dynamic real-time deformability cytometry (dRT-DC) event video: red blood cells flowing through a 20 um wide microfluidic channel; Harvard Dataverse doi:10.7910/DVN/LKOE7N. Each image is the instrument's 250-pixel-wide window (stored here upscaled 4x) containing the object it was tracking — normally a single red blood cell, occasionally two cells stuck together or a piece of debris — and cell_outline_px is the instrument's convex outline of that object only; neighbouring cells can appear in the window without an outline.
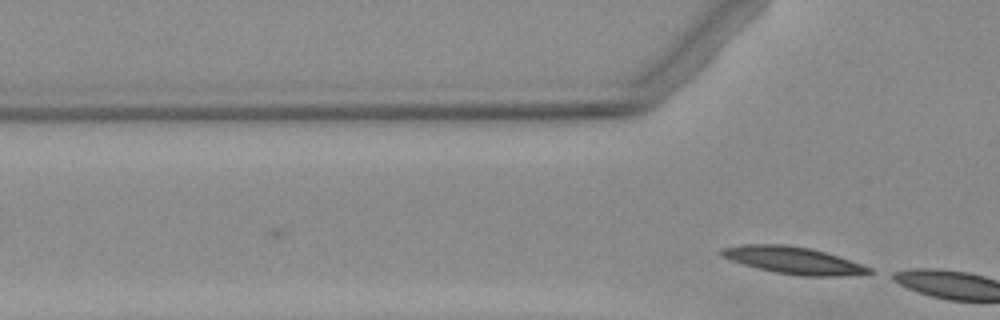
{"species": "Egyptian fruit bat (a non-hibernating species)", "species_latin": "Rousettus aegyptiacus", "temperature_condition": "warm", "stored_images_in_passage": 2, "camera_frame_rate_fps": 3000, "um_per_image_px": 0.085, "animal": {"sex": "female"}, "frame": {"image": 1, "passage_image": 2, "time_ms": 1.0, "image_size_px": [1000, 320], "cell_outline_px": [[876, 272], [844, 276], [800, 276], [776, 272], [756, 268], [720, 256], [716, 252], [720, 248], [740, 244], [784, 244], [812, 248], [872, 268]], "centroid_in_image_um": [67.37, 22.12], "position_along_channel_um": 58.4, "area_um2": 23.35}}